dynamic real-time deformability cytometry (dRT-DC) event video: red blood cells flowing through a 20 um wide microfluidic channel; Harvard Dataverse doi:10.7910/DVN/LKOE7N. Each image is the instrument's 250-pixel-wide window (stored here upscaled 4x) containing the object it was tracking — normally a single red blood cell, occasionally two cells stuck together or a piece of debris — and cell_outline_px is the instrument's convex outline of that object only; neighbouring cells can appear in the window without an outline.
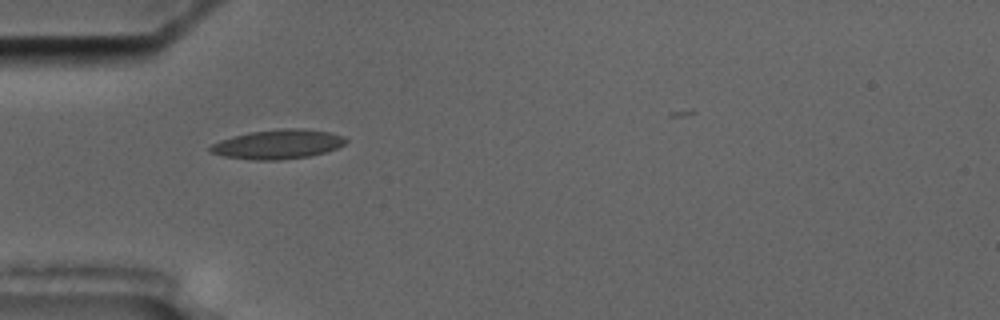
{"species": "common noctule bat (a hibernating species)", "species_latin": "Nyctalus noctula", "temperature_condition": "cold", "stored_images_in_passage": 6, "camera_frame_rate_fps": 3000, "um_per_image_px": 0.085, "animal": {"sex": "male", "body_mass_g": 17.5, "forearm_length_mm": 52.3}, "frame": {"image": 1, "passage_image": 5, "time_ms": 5.333, "image_size_px": [1000, 320], "cell_outline_px": [[348, 140], [344, 144], [336, 148], [324, 152], [308, 156], [276, 160], [252, 160], [224, 156], [208, 152], [208, 148], [212, 144], [220, 140], [232, 136], [248, 132], [280, 128], [304, 128], [328, 132], [344, 136]], "centroid_in_image_um": [23.58, 12.25], "position_along_channel_um": 61.4, "area_um2": 23.24}}